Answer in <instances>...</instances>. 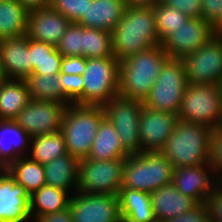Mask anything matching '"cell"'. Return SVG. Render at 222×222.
<instances>
[{"label": "cell", "instance_id": "681fc988", "mask_svg": "<svg viewBox=\"0 0 222 222\" xmlns=\"http://www.w3.org/2000/svg\"><path fill=\"white\" fill-rule=\"evenodd\" d=\"M7 76L5 74L3 65H2V57H1V53H0V83L4 82L5 80H7Z\"/></svg>", "mask_w": 222, "mask_h": 222}, {"label": "cell", "instance_id": "836d02e7", "mask_svg": "<svg viewBox=\"0 0 222 222\" xmlns=\"http://www.w3.org/2000/svg\"><path fill=\"white\" fill-rule=\"evenodd\" d=\"M84 26L71 22L56 49L62 56H83Z\"/></svg>", "mask_w": 222, "mask_h": 222}, {"label": "cell", "instance_id": "d6a6232c", "mask_svg": "<svg viewBox=\"0 0 222 222\" xmlns=\"http://www.w3.org/2000/svg\"><path fill=\"white\" fill-rule=\"evenodd\" d=\"M84 58L115 57L112 52V33L84 27Z\"/></svg>", "mask_w": 222, "mask_h": 222}, {"label": "cell", "instance_id": "603a6c76", "mask_svg": "<svg viewBox=\"0 0 222 222\" xmlns=\"http://www.w3.org/2000/svg\"><path fill=\"white\" fill-rule=\"evenodd\" d=\"M79 162V159L66 153L44 164L46 184L72 195L77 191Z\"/></svg>", "mask_w": 222, "mask_h": 222}, {"label": "cell", "instance_id": "6da1fadb", "mask_svg": "<svg viewBox=\"0 0 222 222\" xmlns=\"http://www.w3.org/2000/svg\"><path fill=\"white\" fill-rule=\"evenodd\" d=\"M111 33L112 52L119 61L161 44L153 7H126Z\"/></svg>", "mask_w": 222, "mask_h": 222}, {"label": "cell", "instance_id": "f6af8a7d", "mask_svg": "<svg viewBox=\"0 0 222 222\" xmlns=\"http://www.w3.org/2000/svg\"><path fill=\"white\" fill-rule=\"evenodd\" d=\"M35 222H74L69 205L55 213H49L39 217Z\"/></svg>", "mask_w": 222, "mask_h": 222}, {"label": "cell", "instance_id": "8fae6325", "mask_svg": "<svg viewBox=\"0 0 222 222\" xmlns=\"http://www.w3.org/2000/svg\"><path fill=\"white\" fill-rule=\"evenodd\" d=\"M181 60L188 84L222 85V35H214Z\"/></svg>", "mask_w": 222, "mask_h": 222}, {"label": "cell", "instance_id": "484cf974", "mask_svg": "<svg viewBox=\"0 0 222 222\" xmlns=\"http://www.w3.org/2000/svg\"><path fill=\"white\" fill-rule=\"evenodd\" d=\"M128 155L114 126L104 118L98 126L87 159L111 160L126 158Z\"/></svg>", "mask_w": 222, "mask_h": 222}, {"label": "cell", "instance_id": "83f0119b", "mask_svg": "<svg viewBox=\"0 0 222 222\" xmlns=\"http://www.w3.org/2000/svg\"><path fill=\"white\" fill-rule=\"evenodd\" d=\"M70 197L67 191L45 184L30 196L31 219L35 222L39 217L66 208Z\"/></svg>", "mask_w": 222, "mask_h": 222}, {"label": "cell", "instance_id": "7dc6e473", "mask_svg": "<svg viewBox=\"0 0 222 222\" xmlns=\"http://www.w3.org/2000/svg\"><path fill=\"white\" fill-rule=\"evenodd\" d=\"M160 0H124L126 7H153Z\"/></svg>", "mask_w": 222, "mask_h": 222}, {"label": "cell", "instance_id": "c3c4849f", "mask_svg": "<svg viewBox=\"0 0 222 222\" xmlns=\"http://www.w3.org/2000/svg\"><path fill=\"white\" fill-rule=\"evenodd\" d=\"M214 35H222V11L219 19L212 25Z\"/></svg>", "mask_w": 222, "mask_h": 222}, {"label": "cell", "instance_id": "4316f807", "mask_svg": "<svg viewBox=\"0 0 222 222\" xmlns=\"http://www.w3.org/2000/svg\"><path fill=\"white\" fill-rule=\"evenodd\" d=\"M28 14L18 0L0 1V40L26 35Z\"/></svg>", "mask_w": 222, "mask_h": 222}, {"label": "cell", "instance_id": "2e32d148", "mask_svg": "<svg viewBox=\"0 0 222 222\" xmlns=\"http://www.w3.org/2000/svg\"><path fill=\"white\" fill-rule=\"evenodd\" d=\"M177 120V114L143 107L139 120L141 152H159L172 134Z\"/></svg>", "mask_w": 222, "mask_h": 222}, {"label": "cell", "instance_id": "4fadbf2b", "mask_svg": "<svg viewBox=\"0 0 222 222\" xmlns=\"http://www.w3.org/2000/svg\"><path fill=\"white\" fill-rule=\"evenodd\" d=\"M67 105L49 100L30 99L15 121L31 136L61 130Z\"/></svg>", "mask_w": 222, "mask_h": 222}, {"label": "cell", "instance_id": "d4e9b609", "mask_svg": "<svg viewBox=\"0 0 222 222\" xmlns=\"http://www.w3.org/2000/svg\"><path fill=\"white\" fill-rule=\"evenodd\" d=\"M25 79H7L0 83V119L15 120L30 102Z\"/></svg>", "mask_w": 222, "mask_h": 222}, {"label": "cell", "instance_id": "f35d334b", "mask_svg": "<svg viewBox=\"0 0 222 222\" xmlns=\"http://www.w3.org/2000/svg\"><path fill=\"white\" fill-rule=\"evenodd\" d=\"M166 5L178 9L189 18H201L202 0H162Z\"/></svg>", "mask_w": 222, "mask_h": 222}, {"label": "cell", "instance_id": "f907efd6", "mask_svg": "<svg viewBox=\"0 0 222 222\" xmlns=\"http://www.w3.org/2000/svg\"><path fill=\"white\" fill-rule=\"evenodd\" d=\"M207 222H219V221H215V220H212L211 218H208Z\"/></svg>", "mask_w": 222, "mask_h": 222}, {"label": "cell", "instance_id": "5b68a950", "mask_svg": "<svg viewBox=\"0 0 222 222\" xmlns=\"http://www.w3.org/2000/svg\"><path fill=\"white\" fill-rule=\"evenodd\" d=\"M103 119L101 106L67 105L61 125L67 153L79 160L87 158Z\"/></svg>", "mask_w": 222, "mask_h": 222}, {"label": "cell", "instance_id": "ffe728a7", "mask_svg": "<svg viewBox=\"0 0 222 222\" xmlns=\"http://www.w3.org/2000/svg\"><path fill=\"white\" fill-rule=\"evenodd\" d=\"M31 136L15 121L0 119V169L29 155Z\"/></svg>", "mask_w": 222, "mask_h": 222}, {"label": "cell", "instance_id": "ee69618b", "mask_svg": "<svg viewBox=\"0 0 222 222\" xmlns=\"http://www.w3.org/2000/svg\"><path fill=\"white\" fill-rule=\"evenodd\" d=\"M222 0H202L201 18L213 25L220 17Z\"/></svg>", "mask_w": 222, "mask_h": 222}, {"label": "cell", "instance_id": "44dd1931", "mask_svg": "<svg viewBox=\"0 0 222 222\" xmlns=\"http://www.w3.org/2000/svg\"><path fill=\"white\" fill-rule=\"evenodd\" d=\"M151 204L157 222H166L182 213H186L198 203L178 191L172 183L150 193Z\"/></svg>", "mask_w": 222, "mask_h": 222}, {"label": "cell", "instance_id": "4dcf8cb0", "mask_svg": "<svg viewBox=\"0 0 222 222\" xmlns=\"http://www.w3.org/2000/svg\"><path fill=\"white\" fill-rule=\"evenodd\" d=\"M30 98L72 104L62 92L59 74H31L27 79Z\"/></svg>", "mask_w": 222, "mask_h": 222}, {"label": "cell", "instance_id": "30bf717a", "mask_svg": "<svg viewBox=\"0 0 222 222\" xmlns=\"http://www.w3.org/2000/svg\"><path fill=\"white\" fill-rule=\"evenodd\" d=\"M101 107L104 118L114 126L124 149L130 155L140 153L139 120L144 102L118 95Z\"/></svg>", "mask_w": 222, "mask_h": 222}, {"label": "cell", "instance_id": "60d3db41", "mask_svg": "<svg viewBox=\"0 0 222 222\" xmlns=\"http://www.w3.org/2000/svg\"><path fill=\"white\" fill-rule=\"evenodd\" d=\"M28 49L30 51L33 70L44 58L48 57V54L54 51L56 47L48 43L28 38Z\"/></svg>", "mask_w": 222, "mask_h": 222}, {"label": "cell", "instance_id": "ba28073f", "mask_svg": "<svg viewBox=\"0 0 222 222\" xmlns=\"http://www.w3.org/2000/svg\"><path fill=\"white\" fill-rule=\"evenodd\" d=\"M188 85L186 70L181 59L169 58L161 68L144 107L150 110L178 114L184 89Z\"/></svg>", "mask_w": 222, "mask_h": 222}, {"label": "cell", "instance_id": "9a60e30c", "mask_svg": "<svg viewBox=\"0 0 222 222\" xmlns=\"http://www.w3.org/2000/svg\"><path fill=\"white\" fill-rule=\"evenodd\" d=\"M220 183L221 181L209 164L176 167L173 171L172 184L174 187L197 203H205Z\"/></svg>", "mask_w": 222, "mask_h": 222}, {"label": "cell", "instance_id": "e575fe53", "mask_svg": "<svg viewBox=\"0 0 222 222\" xmlns=\"http://www.w3.org/2000/svg\"><path fill=\"white\" fill-rule=\"evenodd\" d=\"M92 0H51L50 6L71 22L78 23L86 14Z\"/></svg>", "mask_w": 222, "mask_h": 222}, {"label": "cell", "instance_id": "ac0fdd59", "mask_svg": "<svg viewBox=\"0 0 222 222\" xmlns=\"http://www.w3.org/2000/svg\"><path fill=\"white\" fill-rule=\"evenodd\" d=\"M71 21L51 6L30 10L26 36L57 46Z\"/></svg>", "mask_w": 222, "mask_h": 222}, {"label": "cell", "instance_id": "1f68e13d", "mask_svg": "<svg viewBox=\"0 0 222 222\" xmlns=\"http://www.w3.org/2000/svg\"><path fill=\"white\" fill-rule=\"evenodd\" d=\"M156 31L161 44L188 20L178 9L166 5L162 0L153 6Z\"/></svg>", "mask_w": 222, "mask_h": 222}, {"label": "cell", "instance_id": "7402d4cb", "mask_svg": "<svg viewBox=\"0 0 222 222\" xmlns=\"http://www.w3.org/2000/svg\"><path fill=\"white\" fill-rule=\"evenodd\" d=\"M125 9L124 0H92L78 23L86 28L112 32L122 20Z\"/></svg>", "mask_w": 222, "mask_h": 222}, {"label": "cell", "instance_id": "d590c367", "mask_svg": "<svg viewBox=\"0 0 222 222\" xmlns=\"http://www.w3.org/2000/svg\"><path fill=\"white\" fill-rule=\"evenodd\" d=\"M62 83V92L72 103L83 105V78L82 75L59 73Z\"/></svg>", "mask_w": 222, "mask_h": 222}, {"label": "cell", "instance_id": "5bb4252c", "mask_svg": "<svg viewBox=\"0 0 222 222\" xmlns=\"http://www.w3.org/2000/svg\"><path fill=\"white\" fill-rule=\"evenodd\" d=\"M213 36L214 31L209 22L203 18H188L162 43V46L169 58L182 59L198 50Z\"/></svg>", "mask_w": 222, "mask_h": 222}, {"label": "cell", "instance_id": "8d00e7d4", "mask_svg": "<svg viewBox=\"0 0 222 222\" xmlns=\"http://www.w3.org/2000/svg\"><path fill=\"white\" fill-rule=\"evenodd\" d=\"M209 165L222 182V126L212 128L210 137Z\"/></svg>", "mask_w": 222, "mask_h": 222}, {"label": "cell", "instance_id": "b9f144b4", "mask_svg": "<svg viewBox=\"0 0 222 222\" xmlns=\"http://www.w3.org/2000/svg\"><path fill=\"white\" fill-rule=\"evenodd\" d=\"M205 203L208 207L209 218L222 222V182L214 189Z\"/></svg>", "mask_w": 222, "mask_h": 222}, {"label": "cell", "instance_id": "3957f363", "mask_svg": "<svg viewBox=\"0 0 222 222\" xmlns=\"http://www.w3.org/2000/svg\"><path fill=\"white\" fill-rule=\"evenodd\" d=\"M211 132L209 126L178 119L159 152L174 168L209 164Z\"/></svg>", "mask_w": 222, "mask_h": 222}, {"label": "cell", "instance_id": "bcb514c9", "mask_svg": "<svg viewBox=\"0 0 222 222\" xmlns=\"http://www.w3.org/2000/svg\"><path fill=\"white\" fill-rule=\"evenodd\" d=\"M25 6L29 11L34 9H39L43 7H48L51 4V0H18Z\"/></svg>", "mask_w": 222, "mask_h": 222}, {"label": "cell", "instance_id": "7a4b0ae2", "mask_svg": "<svg viewBox=\"0 0 222 222\" xmlns=\"http://www.w3.org/2000/svg\"><path fill=\"white\" fill-rule=\"evenodd\" d=\"M168 59L159 44L120 61L119 96L144 102Z\"/></svg>", "mask_w": 222, "mask_h": 222}, {"label": "cell", "instance_id": "52a82bcc", "mask_svg": "<svg viewBox=\"0 0 222 222\" xmlns=\"http://www.w3.org/2000/svg\"><path fill=\"white\" fill-rule=\"evenodd\" d=\"M119 63L115 57L86 58L83 105L102 106L119 95Z\"/></svg>", "mask_w": 222, "mask_h": 222}, {"label": "cell", "instance_id": "f1b7e54d", "mask_svg": "<svg viewBox=\"0 0 222 222\" xmlns=\"http://www.w3.org/2000/svg\"><path fill=\"white\" fill-rule=\"evenodd\" d=\"M6 170L16 183L25 188L29 196L46 184L44 166L29 156L20 157L11 163Z\"/></svg>", "mask_w": 222, "mask_h": 222}, {"label": "cell", "instance_id": "e0dca14e", "mask_svg": "<svg viewBox=\"0 0 222 222\" xmlns=\"http://www.w3.org/2000/svg\"><path fill=\"white\" fill-rule=\"evenodd\" d=\"M30 217V196L6 169H0V222H26Z\"/></svg>", "mask_w": 222, "mask_h": 222}, {"label": "cell", "instance_id": "d6986e66", "mask_svg": "<svg viewBox=\"0 0 222 222\" xmlns=\"http://www.w3.org/2000/svg\"><path fill=\"white\" fill-rule=\"evenodd\" d=\"M2 65L8 79H27L32 74V62L26 35L0 40Z\"/></svg>", "mask_w": 222, "mask_h": 222}, {"label": "cell", "instance_id": "277c9868", "mask_svg": "<svg viewBox=\"0 0 222 222\" xmlns=\"http://www.w3.org/2000/svg\"><path fill=\"white\" fill-rule=\"evenodd\" d=\"M174 167L160 152H140L128 155L123 166L121 188L151 193L172 183Z\"/></svg>", "mask_w": 222, "mask_h": 222}, {"label": "cell", "instance_id": "7bdbcfd3", "mask_svg": "<svg viewBox=\"0 0 222 222\" xmlns=\"http://www.w3.org/2000/svg\"><path fill=\"white\" fill-rule=\"evenodd\" d=\"M86 67V58L83 56H63L61 73L82 75Z\"/></svg>", "mask_w": 222, "mask_h": 222}, {"label": "cell", "instance_id": "8992f818", "mask_svg": "<svg viewBox=\"0 0 222 222\" xmlns=\"http://www.w3.org/2000/svg\"><path fill=\"white\" fill-rule=\"evenodd\" d=\"M178 119L215 128L222 126L220 85L188 84L181 99Z\"/></svg>", "mask_w": 222, "mask_h": 222}, {"label": "cell", "instance_id": "f546056e", "mask_svg": "<svg viewBox=\"0 0 222 222\" xmlns=\"http://www.w3.org/2000/svg\"><path fill=\"white\" fill-rule=\"evenodd\" d=\"M66 153V143L61 130L31 137L30 155L28 156L42 165Z\"/></svg>", "mask_w": 222, "mask_h": 222}, {"label": "cell", "instance_id": "7c38bea8", "mask_svg": "<svg viewBox=\"0 0 222 222\" xmlns=\"http://www.w3.org/2000/svg\"><path fill=\"white\" fill-rule=\"evenodd\" d=\"M74 222H122L118 196L76 191L69 199Z\"/></svg>", "mask_w": 222, "mask_h": 222}, {"label": "cell", "instance_id": "cb8c5ba5", "mask_svg": "<svg viewBox=\"0 0 222 222\" xmlns=\"http://www.w3.org/2000/svg\"><path fill=\"white\" fill-rule=\"evenodd\" d=\"M118 198L122 222H157L149 193L120 188Z\"/></svg>", "mask_w": 222, "mask_h": 222}, {"label": "cell", "instance_id": "ab89813d", "mask_svg": "<svg viewBox=\"0 0 222 222\" xmlns=\"http://www.w3.org/2000/svg\"><path fill=\"white\" fill-rule=\"evenodd\" d=\"M209 218L208 207L206 203H198L191 210L182 213L166 222H207Z\"/></svg>", "mask_w": 222, "mask_h": 222}, {"label": "cell", "instance_id": "74e56055", "mask_svg": "<svg viewBox=\"0 0 222 222\" xmlns=\"http://www.w3.org/2000/svg\"><path fill=\"white\" fill-rule=\"evenodd\" d=\"M62 59L63 56L55 49L33 69L32 74H59L61 72Z\"/></svg>", "mask_w": 222, "mask_h": 222}, {"label": "cell", "instance_id": "9c48e42d", "mask_svg": "<svg viewBox=\"0 0 222 222\" xmlns=\"http://www.w3.org/2000/svg\"><path fill=\"white\" fill-rule=\"evenodd\" d=\"M124 161L125 158L81 159L78 167L77 191L118 196L123 184Z\"/></svg>", "mask_w": 222, "mask_h": 222}]
</instances>
